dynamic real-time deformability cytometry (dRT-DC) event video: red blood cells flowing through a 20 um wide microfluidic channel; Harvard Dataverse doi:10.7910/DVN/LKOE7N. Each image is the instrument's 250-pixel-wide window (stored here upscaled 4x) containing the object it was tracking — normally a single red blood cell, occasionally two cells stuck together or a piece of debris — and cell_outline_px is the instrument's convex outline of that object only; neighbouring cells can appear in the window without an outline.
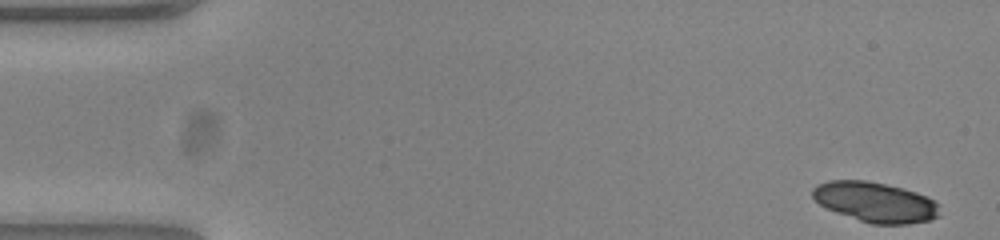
{"species": "common noctule bat (a hibernating species)", "species_latin": "Nyctalus noctula", "temperature_condition": "warm", "stored_images_in_passage": 53, "segment_of_instrument_passage": [1, 2], "camera_frame_rate_fps": 3000, "um_per_image_px": 0.085, "animal": {"sex": "female", "body_mass_g": 23.0, "forearm_length_mm": 53.4}, "frame": {"image": 1, "passage_image": 1, "time_ms": 0.0, "image_size_px": [1000, 240], "cell_outline_px": [[940, 216], [928, 220], [908, 224], [872, 224], [836, 212], [820, 204], [812, 196], [812, 188], [816, 184], [828, 180], [864, 180], [904, 188], [916, 192], [940, 204]], "centroid_in_image_um": [74.41, 17.17], "position_along_channel_um": 10.6, "area_um2": 29.59}}